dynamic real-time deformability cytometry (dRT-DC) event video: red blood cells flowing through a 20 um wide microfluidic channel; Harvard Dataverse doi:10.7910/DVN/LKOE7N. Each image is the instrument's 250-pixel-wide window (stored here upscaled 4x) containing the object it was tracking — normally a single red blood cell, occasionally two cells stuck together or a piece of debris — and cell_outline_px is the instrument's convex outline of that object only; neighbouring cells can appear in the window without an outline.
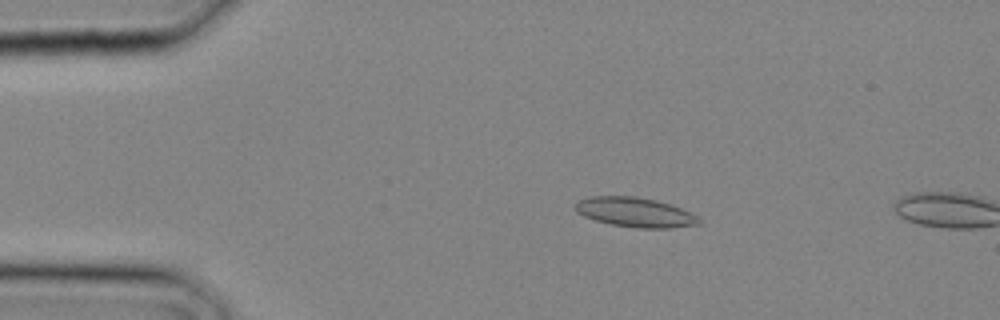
{"species": "common noctule bat (a hibernating species)", "species_latin": "Nyctalus noctula", "temperature_condition": "cold", "stored_images_in_passage": 3, "camera_frame_rate_fps": 3000, "um_per_image_px": 0.085, "animal": {"sex": "male", "body_mass_g": 20.4}, "frame": {"image": 1, "passage_image": 2, "time_ms": 0.333, "image_size_px": [1000, 320], "cell_outline_px": [[700, 224], [672, 228], [636, 228], [612, 224], [596, 220], [584, 216], [576, 212], [576, 204], [580, 200], [588, 196], [636, 196], [656, 200], [680, 208], [696, 216], [700, 220]], "centroid_in_image_um": [53.97, 18.04], "position_along_channel_um": 31.0, "area_um2": 21.1}}